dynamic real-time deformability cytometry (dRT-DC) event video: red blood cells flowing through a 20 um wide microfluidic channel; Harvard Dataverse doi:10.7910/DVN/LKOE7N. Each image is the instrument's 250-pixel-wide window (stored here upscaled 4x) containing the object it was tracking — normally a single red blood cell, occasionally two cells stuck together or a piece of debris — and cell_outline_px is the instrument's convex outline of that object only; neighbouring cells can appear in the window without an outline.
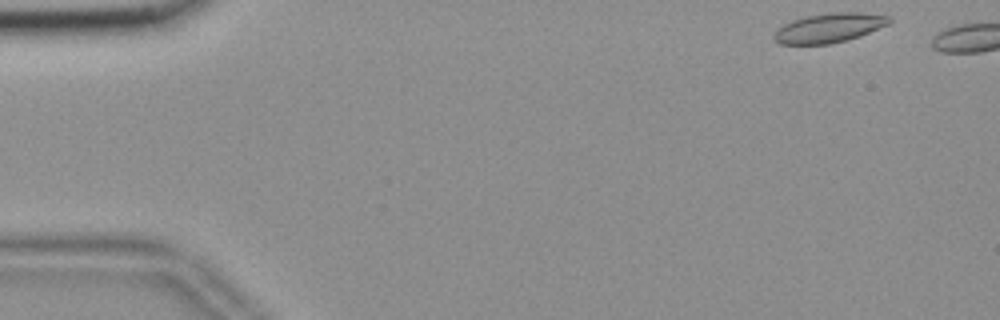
{"species": "common noctule bat (a hibernating species)", "species_latin": "Nyctalus noctula", "temperature_condition": "room temperature", "stored_images_in_passage": 4, "camera_frame_rate_fps": 3000, "um_per_image_px": 0.085, "animal": {"sex": "female", "body_mass_g": 18.4}, "frame": {"image": 1, "passage_image": 1, "time_ms": 0.0, "image_size_px": [1000, 320], "cell_outline_px": [[892, 20], [888, 24], [860, 36], [848, 40], [828, 44], [780, 44], [772, 36], [784, 24], [792, 20], [808, 16], [832, 12], [860, 12], [892, 16]], "centroid_in_image_um": [70.52, 2.36], "position_along_channel_um": 14.5, "area_um2": 19.59}}